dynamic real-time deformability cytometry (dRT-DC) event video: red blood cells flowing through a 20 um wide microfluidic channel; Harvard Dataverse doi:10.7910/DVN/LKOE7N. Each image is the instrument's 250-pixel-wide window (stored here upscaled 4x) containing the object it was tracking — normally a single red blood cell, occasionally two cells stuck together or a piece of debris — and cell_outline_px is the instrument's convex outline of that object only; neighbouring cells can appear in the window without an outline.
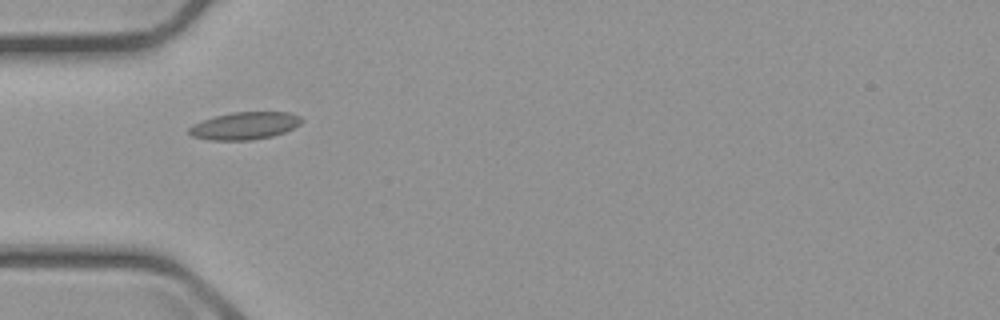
{"species": "common noctule bat (a hibernating species)", "species_latin": "Nyctalus noctula", "temperature_condition": "cold", "stored_images_in_passage": 39, "camera_frame_rate_fps": 3000, "um_per_image_px": 0.085, "animal": {"sex": "male", "body_mass_g": 23.1, "forearm_length_mm": 52.7}, "frame": {"image": 1, "passage_image": 1, "time_ms": 0.0, "image_size_px": [1000, 320], "cell_outline_px": [[304, 120], [300, 124], [284, 132], [272, 136], [252, 140], [212, 140], [192, 136], [188, 132], [188, 128], [192, 124], [216, 116], [232, 112], [288, 112], [300, 116]], "centroid_in_image_um": [20.8, 10.69], "position_along_channel_um": 64.2, "area_um2": 17.92}}
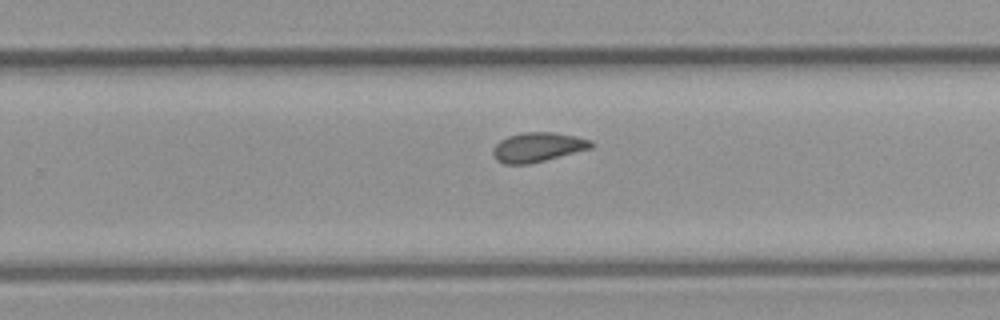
{"frame": {"image": 2, "passage_image": 19, "time_ms": 6.0, "image_size_px": [1000, 320], "cell_outline_px": [[596, 144], [592, 148], [528, 164], [504, 164], [496, 160], [492, 152], [492, 148], [500, 140], [508, 136], [524, 132], [552, 132], [576, 136], [592, 140]], "centroid_in_image_um": [45.71, 12.5], "position_along_channel_um": 284.1, "area_um2": 16.88}}
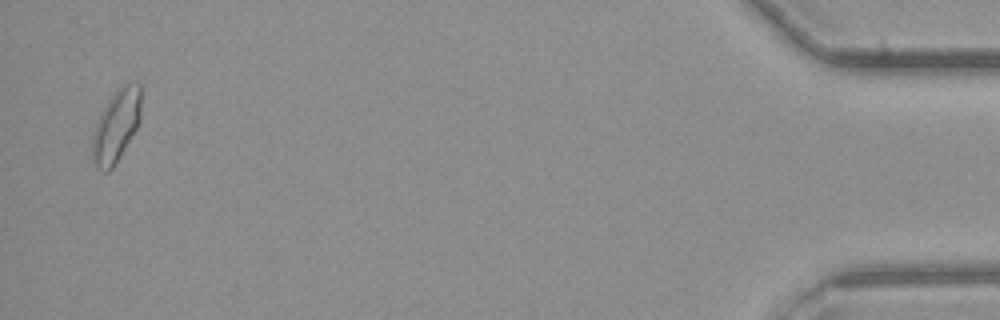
{"frame": {"image": 3, "passage_image": 38, "time_ms": 12.333, "image_size_px": [1000, 320], "cell_outline_px": [[140, 120], [136, 128], [112, 168], [108, 172], [104, 172], [92, 160], [92, 136], [96, 124], [108, 100], [120, 84], [128, 80], [140, 84]], "centroid_in_image_um": [9.88, 10.63], "position_along_channel_um": 425.3, "area_um2": 20.23}, "authors_computed_cell_mechanics": {"area_um2": 16.762, "velocity_mm_per_s": 3.6719, "shape_relaxation_time_tau1_ms": null, "shape_relaxation_time_tau2_ms": 2.1891, "deformation_change_tau1": null, "deformation_change_tau2": 0.0777}}